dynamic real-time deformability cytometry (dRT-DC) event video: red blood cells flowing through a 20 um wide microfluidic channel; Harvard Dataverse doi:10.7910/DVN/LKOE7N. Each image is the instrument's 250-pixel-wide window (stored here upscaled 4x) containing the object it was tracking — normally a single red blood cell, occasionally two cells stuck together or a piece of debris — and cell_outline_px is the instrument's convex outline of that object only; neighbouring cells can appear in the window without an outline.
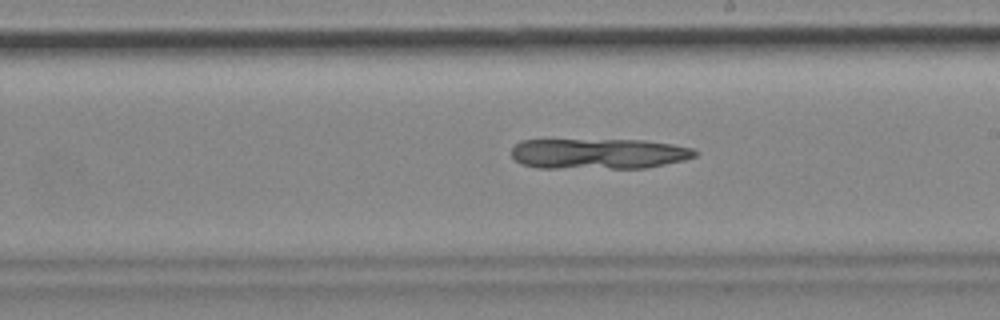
{"species": "common noctule bat (a hibernating species)", "species_latin": "Nyctalus noctula", "temperature_condition": "cold", "stored_images_in_passage": 9, "segment_of_instrument_passage": [2, 2], "camera_frame_rate_fps": 3000, "um_per_image_px": 0.085, "animal": {"sex": "female", "body_mass_g": 18.4}, "frame": {"image": 1, "passage_image": 9, "time_ms": 2.667, "image_size_px": [1000, 320], "cell_outline_px": [[700, 152], [696, 156], [684, 160], [644, 168], [536, 168], [520, 164], [512, 156], [512, 148], [520, 140], [644, 140], [672, 144], [692, 148]], "centroid_in_image_um": [50.87, 13.07], "position_along_channel_um": 238.1, "area_um2": 32.83}}